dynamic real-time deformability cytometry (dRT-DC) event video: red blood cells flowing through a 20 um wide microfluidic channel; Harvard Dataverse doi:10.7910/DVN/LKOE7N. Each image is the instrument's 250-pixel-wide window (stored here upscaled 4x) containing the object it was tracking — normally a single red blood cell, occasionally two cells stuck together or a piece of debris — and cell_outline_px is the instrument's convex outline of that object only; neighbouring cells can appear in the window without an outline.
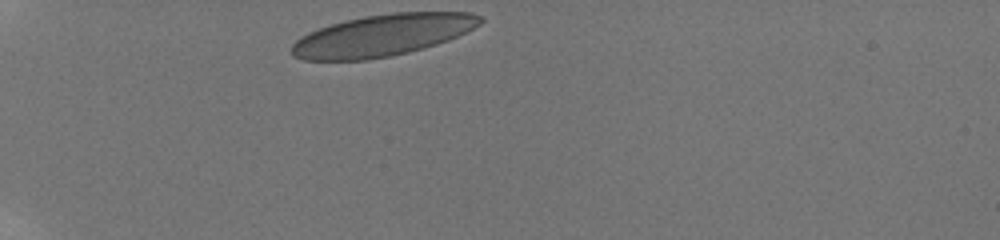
{"species": "human", "species_latin": "Homo sapiens", "temperature_condition": "room temperature", "stored_images_in_passage": 10, "camera_frame_rate_fps": 3000, "um_per_image_px": 0.085, "donor": {"sex": "male"}, "frame": {"image": 1, "passage_image": 1, "time_ms": 0.0, "image_size_px": [1000, 240], "cell_outline_px": [[484, 20], [480, 24], [448, 40], [424, 48], [408, 52], [368, 60], [304, 60], [292, 56], [292, 44], [300, 36], [308, 32], [344, 20], [364, 16], [392, 12], [472, 12], [484, 16]], "centroid_in_image_um": [32.51, 2.99], "position_along_channel_um": 52.5, "area_um2": 45.78}}
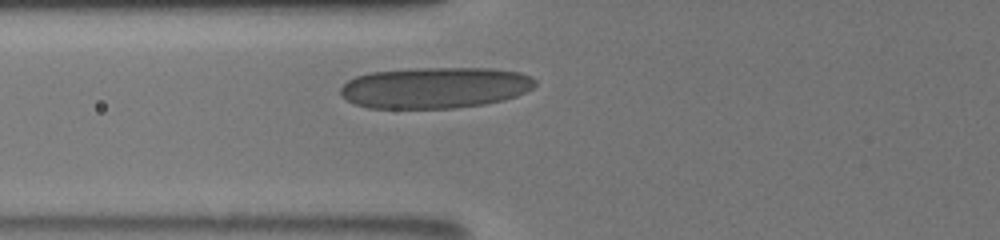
{"frame": {"image": 2, "passage_image": 5, "time_ms": 2.0, "image_size_px": [1000, 240], "cell_outline_px": [[536, 84], [532, 88], [516, 96], [504, 100], [484, 104], [456, 108], [368, 108], [356, 104], [348, 100], [340, 92], [340, 88], [348, 80], [356, 76], [368, 72], [416, 68], [492, 68], [520, 72], [532, 76], [536, 80]], "centroid_in_image_um": [37.0, 7.44], "position_along_channel_um": 88.8, "area_um2": 46.88}}
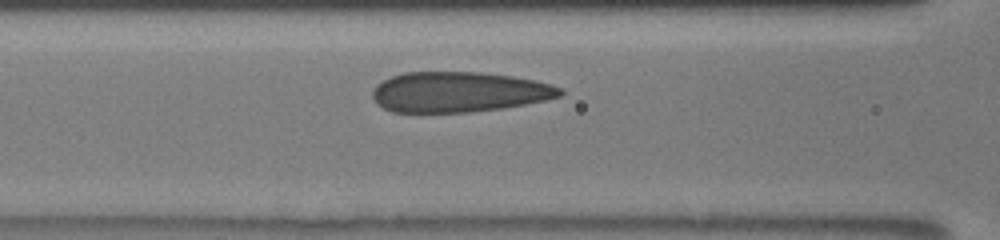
{"frame": {"image": 3, "passage_image": 7, "time_ms": 3.0, "image_size_px": [1000, 240], "cell_outline_px": [[564, 92], [560, 96], [544, 100], [524, 104], [500, 108], [472, 112], [392, 112], [384, 108], [372, 96], [372, 88], [376, 84], [392, 76], [404, 72], [480, 72], [512, 76], [536, 80], [552, 84], [560, 88]], "centroid_in_image_um": [39.0, 7.81], "position_along_channel_um": 127.6, "area_um2": 43.99}}